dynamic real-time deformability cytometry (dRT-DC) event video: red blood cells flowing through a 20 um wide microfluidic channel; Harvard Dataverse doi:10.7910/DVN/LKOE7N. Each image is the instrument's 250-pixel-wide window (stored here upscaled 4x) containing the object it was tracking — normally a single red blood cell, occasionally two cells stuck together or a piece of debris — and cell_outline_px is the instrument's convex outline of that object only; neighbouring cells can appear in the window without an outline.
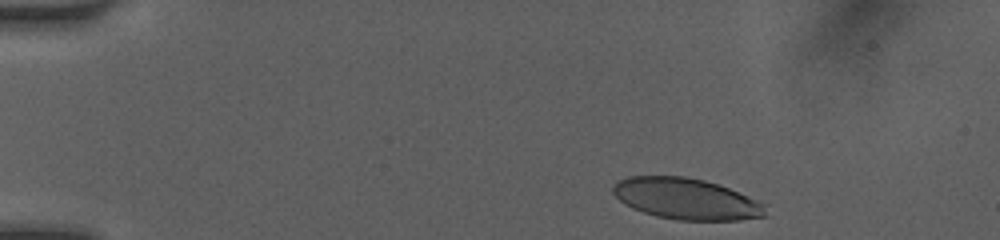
{"species": "human", "species_latin": "Homo sapiens", "temperature_condition": "room temperature", "stored_images_in_passage": 40, "camera_frame_rate_fps": 3000, "um_per_image_px": 0.085, "donor": {"sex": "female"}, "frame": {"image": 1, "passage_image": 2, "time_ms": 0.333, "image_size_px": [1000, 240], "cell_outline_px": [[764, 216], [740, 220], [676, 220], [656, 216], [632, 208], [624, 204], [612, 192], [612, 184], [616, 180], [628, 176], [684, 176], [704, 180], [720, 184], [748, 196], [764, 204]], "centroid_in_image_um": [58.27, 16.89], "position_along_channel_um": 26.7, "area_um2": 36.65}}
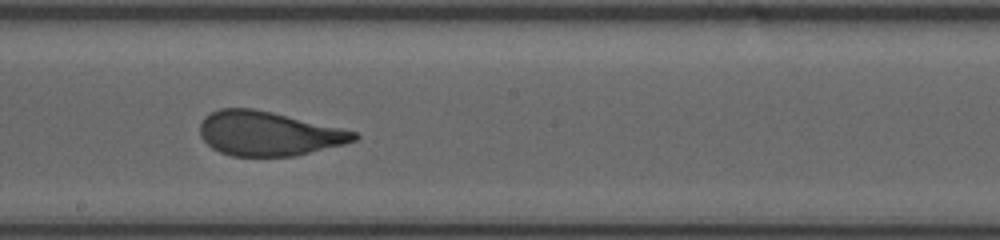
{"frame": {"image": 2, "passage_image": 23, "time_ms": 7.333, "image_size_px": [1000, 240], "cell_outline_px": [[360, 136], [356, 140], [344, 144], [296, 156], [232, 156], [220, 152], [212, 148], [200, 136], [200, 124], [204, 116], [220, 108], [252, 108], [272, 112], [356, 132]], "centroid_in_image_um": [22.79, 11.36], "position_along_channel_um": 225.4, "area_um2": 39.59}}
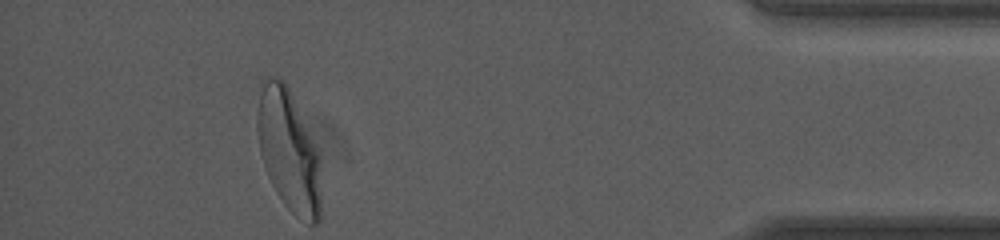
{"frame": {"image": 3, "passage_image": 40, "time_ms": 13.0, "image_size_px": [1000, 240], "cell_outline_px": [[320, 220], [316, 224], [308, 224], [296, 216], [284, 204], [276, 192], [268, 176], [260, 152], [256, 128], [256, 116], [264, 76], [272, 76], [284, 80], [288, 84], [320, 152]], "centroid_in_image_um": [24.55, 12.77], "position_along_channel_um": 410.6, "area_um2": 45.89}, "authors_computed_cell_mechanics": {"area_um2": 40.2577, "velocity_mm_per_s": 4.1176, "shape_relaxation_time_tau1_ms": 4.4352, "shape_relaxation_time_tau2_ms": null, "deformation_change_tau1": 0.1794, "deformation_change_tau2": null}}